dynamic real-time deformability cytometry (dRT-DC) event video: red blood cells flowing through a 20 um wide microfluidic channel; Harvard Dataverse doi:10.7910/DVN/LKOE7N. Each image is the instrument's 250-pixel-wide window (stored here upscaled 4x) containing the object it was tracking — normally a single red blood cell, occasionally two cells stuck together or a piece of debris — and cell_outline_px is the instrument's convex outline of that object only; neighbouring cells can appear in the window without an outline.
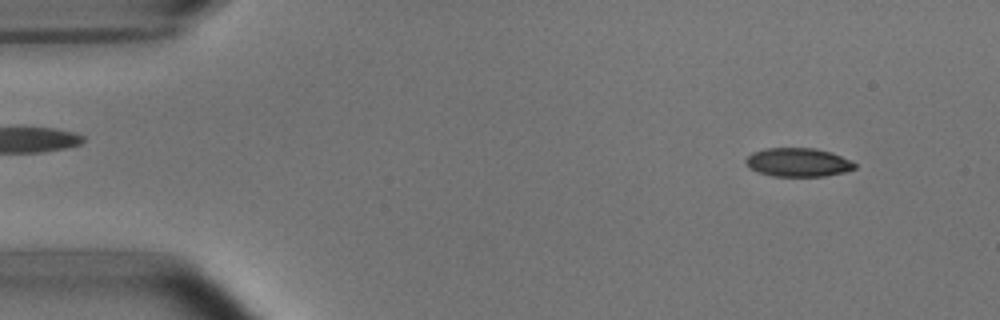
{"species": "common noctule bat (a hibernating species)", "species_latin": "Nyctalus noctula", "temperature_condition": "room temperature", "stored_images_in_passage": 52, "segment_of_instrument_passage": [1, 2], "camera_frame_rate_fps": 3000, "um_per_image_px": 0.085, "animal": {"sex": "male", "body_mass_g": 15.6}, "frame": {"image": 1, "passage_image": 4, "time_ms": 1.0, "image_size_px": [1000, 320], "cell_outline_px": [[856, 168], [844, 172], [824, 176], [772, 176], [756, 172], [748, 168], [744, 160], [752, 152], [764, 148], [816, 148], [832, 152], [852, 160], [856, 164]], "centroid_in_image_um": [67.82, 13.79], "position_along_channel_um": 17.2, "area_um2": 18.5}}
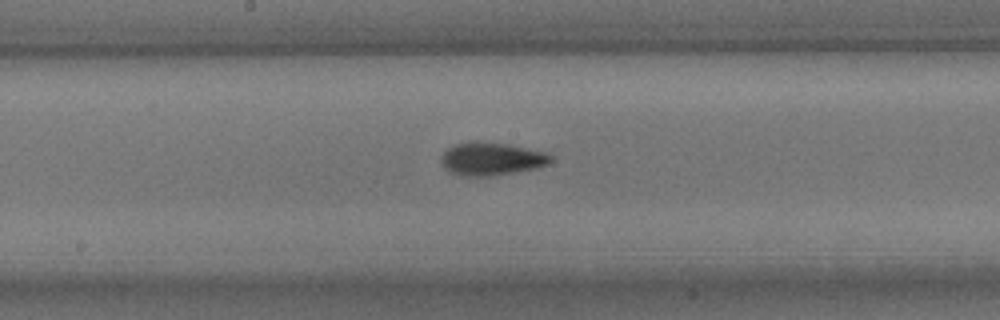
{"frame": {"image": 2, "passage_image": 26, "time_ms": 8.333, "image_size_px": [1000, 320], "cell_outline_px": [[552, 160], [548, 164], [536, 168], [492, 176], [460, 176], [448, 172], [444, 168], [444, 152], [448, 148], [456, 144], [468, 140], [476, 140], [508, 144], [544, 152], [552, 156]], "centroid_in_image_um": [41.77, 13.5], "position_along_channel_um": 206.4, "area_um2": 21.04}}
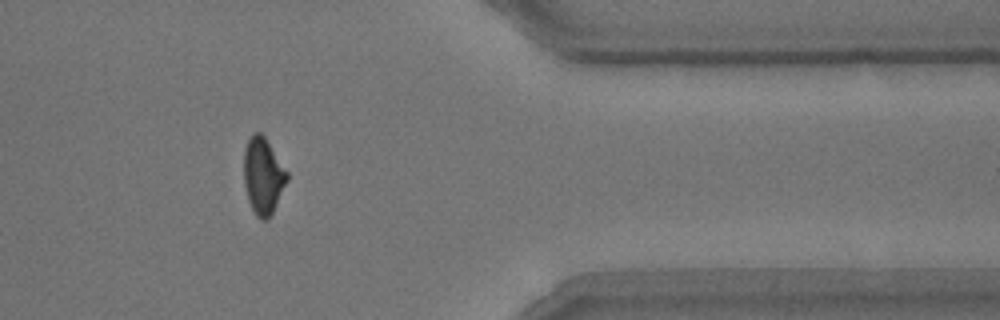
{"frame": {"image": 3, "passage_image": 42, "time_ms": 13.667, "image_size_px": [1000, 320], "cell_outline_px": [[288, 180], [268, 220], [260, 220], [256, 216], [248, 200], [244, 184], [244, 148], [252, 132], [260, 132], [264, 136], [288, 172]], "centroid_in_image_um": [22.35, 14.94], "position_along_channel_um": 389.0, "area_um2": 19.19}}